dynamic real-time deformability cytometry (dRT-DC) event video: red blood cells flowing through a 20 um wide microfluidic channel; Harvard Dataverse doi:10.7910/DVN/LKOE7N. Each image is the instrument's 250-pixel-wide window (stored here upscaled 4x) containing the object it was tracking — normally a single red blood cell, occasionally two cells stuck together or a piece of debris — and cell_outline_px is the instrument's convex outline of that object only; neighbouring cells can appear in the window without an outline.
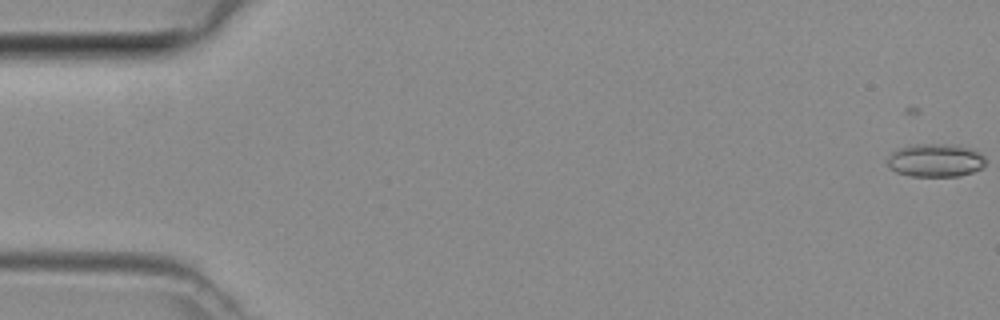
{"species": "common noctule bat (a hibernating species)", "species_latin": "Nyctalus noctula", "temperature_condition": "room temperature", "stored_images_in_passage": 19, "camera_frame_rate_fps": 3000, "um_per_image_px": 0.085, "animal": {"sex": "female", "body_mass_g": 29.2, "forearm_length_mm": 56.3}, "frame": {"image": 1, "passage_image": 3, "time_ms": 0.667, "image_size_px": [1000, 320], "cell_outline_px": [[984, 164], [980, 168], [972, 172], [960, 176], [912, 176], [896, 172], [888, 168], [884, 160], [896, 148], [912, 144], [952, 144], [972, 148], [980, 152], [984, 156]], "centroid_in_image_um": [79.45, 13.61], "position_along_channel_um": 5.6, "area_um2": 19.36}}
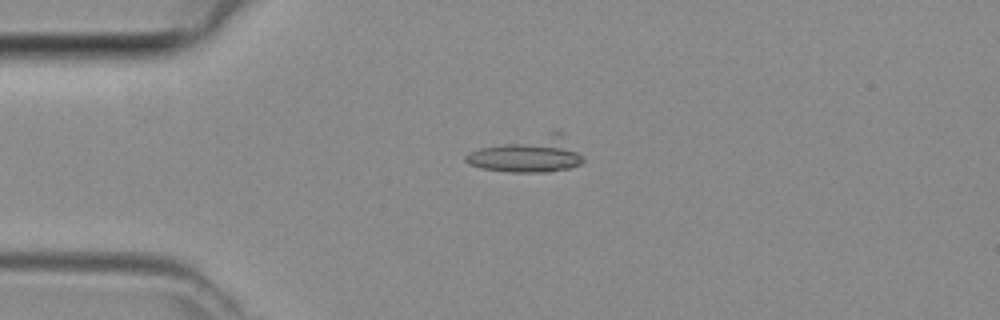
{"frame": {"image": 2, "passage_image": 14, "time_ms": 4.333, "image_size_px": [1000, 320], "cell_outline_px": [[584, 160], [580, 164], [568, 168], [548, 172], [512, 172], [484, 168], [468, 164], [464, 160], [464, 156], [468, 152], [480, 148], [552, 132], [560, 132], [584, 156]], "centroid_in_image_um": [44.9, 13.16], "position_along_channel_um": 40.1, "area_um2": 23.76}}
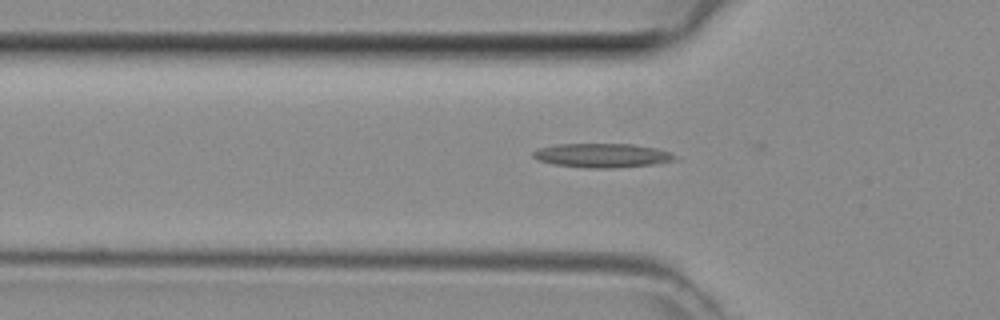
{"frame": {"image": 3, "passage_image": 18, "time_ms": 5.667, "image_size_px": [1000, 320], "cell_outline_px": [[680, 160], [652, 164], [608, 168], [588, 168], [552, 164], [540, 160], [532, 156], [532, 152], [540, 148], [556, 144], [632, 144], [656, 148], [668, 152], [676, 156]], "centroid_in_image_um": [51.19, 13.21], "position_along_channel_um": 74.6, "area_um2": 19.77}}